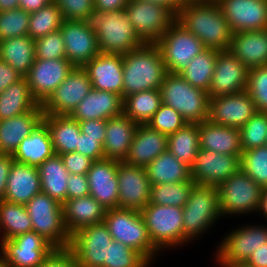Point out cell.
Returning a JSON list of instances; mask_svg holds the SVG:
<instances>
[{
    "label": "cell",
    "instance_id": "obj_23",
    "mask_svg": "<svg viewBox=\"0 0 267 267\" xmlns=\"http://www.w3.org/2000/svg\"><path fill=\"white\" fill-rule=\"evenodd\" d=\"M120 161L104 158L93 161L87 172L89 195L106 210L118 208V164Z\"/></svg>",
    "mask_w": 267,
    "mask_h": 267
},
{
    "label": "cell",
    "instance_id": "obj_31",
    "mask_svg": "<svg viewBox=\"0 0 267 267\" xmlns=\"http://www.w3.org/2000/svg\"><path fill=\"white\" fill-rule=\"evenodd\" d=\"M200 149L232 156H241L240 130L205 120L198 124Z\"/></svg>",
    "mask_w": 267,
    "mask_h": 267
},
{
    "label": "cell",
    "instance_id": "obj_29",
    "mask_svg": "<svg viewBox=\"0 0 267 267\" xmlns=\"http://www.w3.org/2000/svg\"><path fill=\"white\" fill-rule=\"evenodd\" d=\"M41 192V181L38 167L25 163L13 162L7 179L4 200L26 205L35 195Z\"/></svg>",
    "mask_w": 267,
    "mask_h": 267
},
{
    "label": "cell",
    "instance_id": "obj_28",
    "mask_svg": "<svg viewBox=\"0 0 267 267\" xmlns=\"http://www.w3.org/2000/svg\"><path fill=\"white\" fill-rule=\"evenodd\" d=\"M228 51L248 69L267 66V29L233 33Z\"/></svg>",
    "mask_w": 267,
    "mask_h": 267
},
{
    "label": "cell",
    "instance_id": "obj_36",
    "mask_svg": "<svg viewBox=\"0 0 267 267\" xmlns=\"http://www.w3.org/2000/svg\"><path fill=\"white\" fill-rule=\"evenodd\" d=\"M41 192L46 193L60 204L67 200L68 169L60 155L54 154L38 166Z\"/></svg>",
    "mask_w": 267,
    "mask_h": 267
},
{
    "label": "cell",
    "instance_id": "obj_4",
    "mask_svg": "<svg viewBox=\"0 0 267 267\" xmlns=\"http://www.w3.org/2000/svg\"><path fill=\"white\" fill-rule=\"evenodd\" d=\"M91 22L101 53L125 54L145 44L129 21L125 9L95 12Z\"/></svg>",
    "mask_w": 267,
    "mask_h": 267
},
{
    "label": "cell",
    "instance_id": "obj_56",
    "mask_svg": "<svg viewBox=\"0 0 267 267\" xmlns=\"http://www.w3.org/2000/svg\"><path fill=\"white\" fill-rule=\"evenodd\" d=\"M89 195L87 174H70L67 181V199Z\"/></svg>",
    "mask_w": 267,
    "mask_h": 267
},
{
    "label": "cell",
    "instance_id": "obj_13",
    "mask_svg": "<svg viewBox=\"0 0 267 267\" xmlns=\"http://www.w3.org/2000/svg\"><path fill=\"white\" fill-rule=\"evenodd\" d=\"M113 238L104 222L86 226L71 236L70 249L80 267H104Z\"/></svg>",
    "mask_w": 267,
    "mask_h": 267
},
{
    "label": "cell",
    "instance_id": "obj_57",
    "mask_svg": "<svg viewBox=\"0 0 267 267\" xmlns=\"http://www.w3.org/2000/svg\"><path fill=\"white\" fill-rule=\"evenodd\" d=\"M79 125L81 133L87 137L99 138V142L104 144L107 120H86L79 122Z\"/></svg>",
    "mask_w": 267,
    "mask_h": 267
},
{
    "label": "cell",
    "instance_id": "obj_49",
    "mask_svg": "<svg viewBox=\"0 0 267 267\" xmlns=\"http://www.w3.org/2000/svg\"><path fill=\"white\" fill-rule=\"evenodd\" d=\"M246 91L254 101L257 112L267 113V66L248 70Z\"/></svg>",
    "mask_w": 267,
    "mask_h": 267
},
{
    "label": "cell",
    "instance_id": "obj_7",
    "mask_svg": "<svg viewBox=\"0 0 267 267\" xmlns=\"http://www.w3.org/2000/svg\"><path fill=\"white\" fill-rule=\"evenodd\" d=\"M25 208L31 219L33 231L54 248L70 247L71 236L64 223L62 204L40 192L25 205Z\"/></svg>",
    "mask_w": 267,
    "mask_h": 267
},
{
    "label": "cell",
    "instance_id": "obj_40",
    "mask_svg": "<svg viewBox=\"0 0 267 267\" xmlns=\"http://www.w3.org/2000/svg\"><path fill=\"white\" fill-rule=\"evenodd\" d=\"M167 150L191 167L200 150L198 123H186L175 133L169 134Z\"/></svg>",
    "mask_w": 267,
    "mask_h": 267
},
{
    "label": "cell",
    "instance_id": "obj_59",
    "mask_svg": "<svg viewBox=\"0 0 267 267\" xmlns=\"http://www.w3.org/2000/svg\"><path fill=\"white\" fill-rule=\"evenodd\" d=\"M14 161L12 155L0 153V200L4 198L7 179Z\"/></svg>",
    "mask_w": 267,
    "mask_h": 267
},
{
    "label": "cell",
    "instance_id": "obj_45",
    "mask_svg": "<svg viewBox=\"0 0 267 267\" xmlns=\"http://www.w3.org/2000/svg\"><path fill=\"white\" fill-rule=\"evenodd\" d=\"M240 169L258 185L267 187V145L243 151Z\"/></svg>",
    "mask_w": 267,
    "mask_h": 267
},
{
    "label": "cell",
    "instance_id": "obj_15",
    "mask_svg": "<svg viewBox=\"0 0 267 267\" xmlns=\"http://www.w3.org/2000/svg\"><path fill=\"white\" fill-rule=\"evenodd\" d=\"M0 254L9 267H38L54 247L35 231L0 242Z\"/></svg>",
    "mask_w": 267,
    "mask_h": 267
},
{
    "label": "cell",
    "instance_id": "obj_60",
    "mask_svg": "<svg viewBox=\"0 0 267 267\" xmlns=\"http://www.w3.org/2000/svg\"><path fill=\"white\" fill-rule=\"evenodd\" d=\"M130 0H94L95 12H110L125 9Z\"/></svg>",
    "mask_w": 267,
    "mask_h": 267
},
{
    "label": "cell",
    "instance_id": "obj_17",
    "mask_svg": "<svg viewBox=\"0 0 267 267\" xmlns=\"http://www.w3.org/2000/svg\"><path fill=\"white\" fill-rule=\"evenodd\" d=\"M240 158L200 149L190 167L191 179L196 185L218 187L240 170Z\"/></svg>",
    "mask_w": 267,
    "mask_h": 267
},
{
    "label": "cell",
    "instance_id": "obj_52",
    "mask_svg": "<svg viewBox=\"0 0 267 267\" xmlns=\"http://www.w3.org/2000/svg\"><path fill=\"white\" fill-rule=\"evenodd\" d=\"M63 20L92 21L95 13L94 0H54Z\"/></svg>",
    "mask_w": 267,
    "mask_h": 267
},
{
    "label": "cell",
    "instance_id": "obj_43",
    "mask_svg": "<svg viewBox=\"0 0 267 267\" xmlns=\"http://www.w3.org/2000/svg\"><path fill=\"white\" fill-rule=\"evenodd\" d=\"M194 185L195 183L192 179L186 182L151 185L149 203L183 208Z\"/></svg>",
    "mask_w": 267,
    "mask_h": 267
},
{
    "label": "cell",
    "instance_id": "obj_3",
    "mask_svg": "<svg viewBox=\"0 0 267 267\" xmlns=\"http://www.w3.org/2000/svg\"><path fill=\"white\" fill-rule=\"evenodd\" d=\"M159 90L162 103L179 112L187 123L208 120L209 94L191 86L179 73L167 72Z\"/></svg>",
    "mask_w": 267,
    "mask_h": 267
},
{
    "label": "cell",
    "instance_id": "obj_11",
    "mask_svg": "<svg viewBox=\"0 0 267 267\" xmlns=\"http://www.w3.org/2000/svg\"><path fill=\"white\" fill-rule=\"evenodd\" d=\"M125 13L145 43H156L176 20L168 7L144 0H130Z\"/></svg>",
    "mask_w": 267,
    "mask_h": 267
},
{
    "label": "cell",
    "instance_id": "obj_37",
    "mask_svg": "<svg viewBox=\"0 0 267 267\" xmlns=\"http://www.w3.org/2000/svg\"><path fill=\"white\" fill-rule=\"evenodd\" d=\"M151 185L186 182L191 179L190 167L166 150L146 167Z\"/></svg>",
    "mask_w": 267,
    "mask_h": 267
},
{
    "label": "cell",
    "instance_id": "obj_10",
    "mask_svg": "<svg viewBox=\"0 0 267 267\" xmlns=\"http://www.w3.org/2000/svg\"><path fill=\"white\" fill-rule=\"evenodd\" d=\"M167 72L180 73L190 61L204 51L203 43L175 20L156 42Z\"/></svg>",
    "mask_w": 267,
    "mask_h": 267
},
{
    "label": "cell",
    "instance_id": "obj_1",
    "mask_svg": "<svg viewBox=\"0 0 267 267\" xmlns=\"http://www.w3.org/2000/svg\"><path fill=\"white\" fill-rule=\"evenodd\" d=\"M176 20L205 48L218 51L229 49L233 32L215 0L184 4Z\"/></svg>",
    "mask_w": 267,
    "mask_h": 267
},
{
    "label": "cell",
    "instance_id": "obj_35",
    "mask_svg": "<svg viewBox=\"0 0 267 267\" xmlns=\"http://www.w3.org/2000/svg\"><path fill=\"white\" fill-rule=\"evenodd\" d=\"M0 59L25 78L36 59L35 40L29 36H21L0 41Z\"/></svg>",
    "mask_w": 267,
    "mask_h": 267
},
{
    "label": "cell",
    "instance_id": "obj_25",
    "mask_svg": "<svg viewBox=\"0 0 267 267\" xmlns=\"http://www.w3.org/2000/svg\"><path fill=\"white\" fill-rule=\"evenodd\" d=\"M39 104L34 110L0 120V153L13 155L21 141L43 122Z\"/></svg>",
    "mask_w": 267,
    "mask_h": 267
},
{
    "label": "cell",
    "instance_id": "obj_30",
    "mask_svg": "<svg viewBox=\"0 0 267 267\" xmlns=\"http://www.w3.org/2000/svg\"><path fill=\"white\" fill-rule=\"evenodd\" d=\"M62 207L64 223L70 236L86 226L102 223L107 211L90 195L67 199Z\"/></svg>",
    "mask_w": 267,
    "mask_h": 267
},
{
    "label": "cell",
    "instance_id": "obj_27",
    "mask_svg": "<svg viewBox=\"0 0 267 267\" xmlns=\"http://www.w3.org/2000/svg\"><path fill=\"white\" fill-rule=\"evenodd\" d=\"M167 143L168 135L150 128L147 124H138L129 154L124 162L146 167L167 150Z\"/></svg>",
    "mask_w": 267,
    "mask_h": 267
},
{
    "label": "cell",
    "instance_id": "obj_21",
    "mask_svg": "<svg viewBox=\"0 0 267 267\" xmlns=\"http://www.w3.org/2000/svg\"><path fill=\"white\" fill-rule=\"evenodd\" d=\"M73 68L67 59H35L25 77L34 99L42 105Z\"/></svg>",
    "mask_w": 267,
    "mask_h": 267
},
{
    "label": "cell",
    "instance_id": "obj_67",
    "mask_svg": "<svg viewBox=\"0 0 267 267\" xmlns=\"http://www.w3.org/2000/svg\"><path fill=\"white\" fill-rule=\"evenodd\" d=\"M184 4L187 3H199V2H207V1H212V0H182Z\"/></svg>",
    "mask_w": 267,
    "mask_h": 267
},
{
    "label": "cell",
    "instance_id": "obj_58",
    "mask_svg": "<svg viewBox=\"0 0 267 267\" xmlns=\"http://www.w3.org/2000/svg\"><path fill=\"white\" fill-rule=\"evenodd\" d=\"M22 79L18 72L7 62L0 59V93Z\"/></svg>",
    "mask_w": 267,
    "mask_h": 267
},
{
    "label": "cell",
    "instance_id": "obj_61",
    "mask_svg": "<svg viewBox=\"0 0 267 267\" xmlns=\"http://www.w3.org/2000/svg\"><path fill=\"white\" fill-rule=\"evenodd\" d=\"M246 263L252 267H267V242L253 251Z\"/></svg>",
    "mask_w": 267,
    "mask_h": 267
},
{
    "label": "cell",
    "instance_id": "obj_6",
    "mask_svg": "<svg viewBox=\"0 0 267 267\" xmlns=\"http://www.w3.org/2000/svg\"><path fill=\"white\" fill-rule=\"evenodd\" d=\"M113 238L141 253L150 263L159 251L152 243L140 211L113 208L106 211L103 221Z\"/></svg>",
    "mask_w": 267,
    "mask_h": 267
},
{
    "label": "cell",
    "instance_id": "obj_9",
    "mask_svg": "<svg viewBox=\"0 0 267 267\" xmlns=\"http://www.w3.org/2000/svg\"><path fill=\"white\" fill-rule=\"evenodd\" d=\"M222 218L257 211L262 186L241 169L217 187Z\"/></svg>",
    "mask_w": 267,
    "mask_h": 267
},
{
    "label": "cell",
    "instance_id": "obj_62",
    "mask_svg": "<svg viewBox=\"0 0 267 267\" xmlns=\"http://www.w3.org/2000/svg\"><path fill=\"white\" fill-rule=\"evenodd\" d=\"M51 3L49 0H19V8L33 13Z\"/></svg>",
    "mask_w": 267,
    "mask_h": 267
},
{
    "label": "cell",
    "instance_id": "obj_47",
    "mask_svg": "<svg viewBox=\"0 0 267 267\" xmlns=\"http://www.w3.org/2000/svg\"><path fill=\"white\" fill-rule=\"evenodd\" d=\"M151 263L138 251L127 245L113 241L108 247L104 267H149Z\"/></svg>",
    "mask_w": 267,
    "mask_h": 267
},
{
    "label": "cell",
    "instance_id": "obj_19",
    "mask_svg": "<svg viewBox=\"0 0 267 267\" xmlns=\"http://www.w3.org/2000/svg\"><path fill=\"white\" fill-rule=\"evenodd\" d=\"M118 208L141 211L150 201L151 183L145 167L119 162Z\"/></svg>",
    "mask_w": 267,
    "mask_h": 267
},
{
    "label": "cell",
    "instance_id": "obj_38",
    "mask_svg": "<svg viewBox=\"0 0 267 267\" xmlns=\"http://www.w3.org/2000/svg\"><path fill=\"white\" fill-rule=\"evenodd\" d=\"M38 105L26 78H22L0 93V120L32 111Z\"/></svg>",
    "mask_w": 267,
    "mask_h": 267
},
{
    "label": "cell",
    "instance_id": "obj_34",
    "mask_svg": "<svg viewBox=\"0 0 267 267\" xmlns=\"http://www.w3.org/2000/svg\"><path fill=\"white\" fill-rule=\"evenodd\" d=\"M43 122L49 129L56 155L75 152L81 129L79 122L70 115L44 114Z\"/></svg>",
    "mask_w": 267,
    "mask_h": 267
},
{
    "label": "cell",
    "instance_id": "obj_48",
    "mask_svg": "<svg viewBox=\"0 0 267 267\" xmlns=\"http://www.w3.org/2000/svg\"><path fill=\"white\" fill-rule=\"evenodd\" d=\"M30 13L21 8L0 12V41L28 36Z\"/></svg>",
    "mask_w": 267,
    "mask_h": 267
},
{
    "label": "cell",
    "instance_id": "obj_20",
    "mask_svg": "<svg viewBox=\"0 0 267 267\" xmlns=\"http://www.w3.org/2000/svg\"><path fill=\"white\" fill-rule=\"evenodd\" d=\"M233 33L267 29V0H215Z\"/></svg>",
    "mask_w": 267,
    "mask_h": 267
},
{
    "label": "cell",
    "instance_id": "obj_14",
    "mask_svg": "<svg viewBox=\"0 0 267 267\" xmlns=\"http://www.w3.org/2000/svg\"><path fill=\"white\" fill-rule=\"evenodd\" d=\"M60 30L64 40L66 59L74 67H84L101 53L91 21L63 20Z\"/></svg>",
    "mask_w": 267,
    "mask_h": 267
},
{
    "label": "cell",
    "instance_id": "obj_68",
    "mask_svg": "<svg viewBox=\"0 0 267 267\" xmlns=\"http://www.w3.org/2000/svg\"><path fill=\"white\" fill-rule=\"evenodd\" d=\"M0 267H9L2 254L0 255Z\"/></svg>",
    "mask_w": 267,
    "mask_h": 267
},
{
    "label": "cell",
    "instance_id": "obj_22",
    "mask_svg": "<svg viewBox=\"0 0 267 267\" xmlns=\"http://www.w3.org/2000/svg\"><path fill=\"white\" fill-rule=\"evenodd\" d=\"M248 70L228 50L219 51L208 91L210 98L246 91Z\"/></svg>",
    "mask_w": 267,
    "mask_h": 267
},
{
    "label": "cell",
    "instance_id": "obj_24",
    "mask_svg": "<svg viewBox=\"0 0 267 267\" xmlns=\"http://www.w3.org/2000/svg\"><path fill=\"white\" fill-rule=\"evenodd\" d=\"M83 68L89 75L93 89L112 92L123 99L122 54L99 53Z\"/></svg>",
    "mask_w": 267,
    "mask_h": 267
},
{
    "label": "cell",
    "instance_id": "obj_39",
    "mask_svg": "<svg viewBox=\"0 0 267 267\" xmlns=\"http://www.w3.org/2000/svg\"><path fill=\"white\" fill-rule=\"evenodd\" d=\"M33 231L32 222L25 208L20 205L0 200V242Z\"/></svg>",
    "mask_w": 267,
    "mask_h": 267
},
{
    "label": "cell",
    "instance_id": "obj_18",
    "mask_svg": "<svg viewBox=\"0 0 267 267\" xmlns=\"http://www.w3.org/2000/svg\"><path fill=\"white\" fill-rule=\"evenodd\" d=\"M257 113L247 91L210 98L208 120L214 124L240 129Z\"/></svg>",
    "mask_w": 267,
    "mask_h": 267
},
{
    "label": "cell",
    "instance_id": "obj_54",
    "mask_svg": "<svg viewBox=\"0 0 267 267\" xmlns=\"http://www.w3.org/2000/svg\"><path fill=\"white\" fill-rule=\"evenodd\" d=\"M75 152L85 155L93 161L105 158L103 145L99 142V138L87 137L83 133L78 136V146Z\"/></svg>",
    "mask_w": 267,
    "mask_h": 267
},
{
    "label": "cell",
    "instance_id": "obj_41",
    "mask_svg": "<svg viewBox=\"0 0 267 267\" xmlns=\"http://www.w3.org/2000/svg\"><path fill=\"white\" fill-rule=\"evenodd\" d=\"M161 104L159 89L141 91L123 99V114L137 124H147Z\"/></svg>",
    "mask_w": 267,
    "mask_h": 267
},
{
    "label": "cell",
    "instance_id": "obj_55",
    "mask_svg": "<svg viewBox=\"0 0 267 267\" xmlns=\"http://www.w3.org/2000/svg\"><path fill=\"white\" fill-rule=\"evenodd\" d=\"M69 174H87L93 160L78 152H70L60 155Z\"/></svg>",
    "mask_w": 267,
    "mask_h": 267
},
{
    "label": "cell",
    "instance_id": "obj_46",
    "mask_svg": "<svg viewBox=\"0 0 267 267\" xmlns=\"http://www.w3.org/2000/svg\"><path fill=\"white\" fill-rule=\"evenodd\" d=\"M239 130L243 151L265 146L267 143V113L257 112Z\"/></svg>",
    "mask_w": 267,
    "mask_h": 267
},
{
    "label": "cell",
    "instance_id": "obj_66",
    "mask_svg": "<svg viewBox=\"0 0 267 267\" xmlns=\"http://www.w3.org/2000/svg\"><path fill=\"white\" fill-rule=\"evenodd\" d=\"M219 263V264H218ZM218 266L220 267H252L246 262H217Z\"/></svg>",
    "mask_w": 267,
    "mask_h": 267
},
{
    "label": "cell",
    "instance_id": "obj_44",
    "mask_svg": "<svg viewBox=\"0 0 267 267\" xmlns=\"http://www.w3.org/2000/svg\"><path fill=\"white\" fill-rule=\"evenodd\" d=\"M63 17L59 7L51 2L40 10L30 13L28 36L36 40L59 30Z\"/></svg>",
    "mask_w": 267,
    "mask_h": 267
},
{
    "label": "cell",
    "instance_id": "obj_64",
    "mask_svg": "<svg viewBox=\"0 0 267 267\" xmlns=\"http://www.w3.org/2000/svg\"><path fill=\"white\" fill-rule=\"evenodd\" d=\"M256 212L262 213L267 220V187H263L261 191L259 205Z\"/></svg>",
    "mask_w": 267,
    "mask_h": 267
},
{
    "label": "cell",
    "instance_id": "obj_26",
    "mask_svg": "<svg viewBox=\"0 0 267 267\" xmlns=\"http://www.w3.org/2000/svg\"><path fill=\"white\" fill-rule=\"evenodd\" d=\"M123 114V99L112 92L92 89L70 115L78 122L108 120Z\"/></svg>",
    "mask_w": 267,
    "mask_h": 267
},
{
    "label": "cell",
    "instance_id": "obj_50",
    "mask_svg": "<svg viewBox=\"0 0 267 267\" xmlns=\"http://www.w3.org/2000/svg\"><path fill=\"white\" fill-rule=\"evenodd\" d=\"M186 123L179 112L162 103L147 125L160 133L169 135L181 129Z\"/></svg>",
    "mask_w": 267,
    "mask_h": 267
},
{
    "label": "cell",
    "instance_id": "obj_16",
    "mask_svg": "<svg viewBox=\"0 0 267 267\" xmlns=\"http://www.w3.org/2000/svg\"><path fill=\"white\" fill-rule=\"evenodd\" d=\"M267 225H248L225 235L217 247L216 262H246L253 251L267 242Z\"/></svg>",
    "mask_w": 267,
    "mask_h": 267
},
{
    "label": "cell",
    "instance_id": "obj_63",
    "mask_svg": "<svg viewBox=\"0 0 267 267\" xmlns=\"http://www.w3.org/2000/svg\"><path fill=\"white\" fill-rule=\"evenodd\" d=\"M152 3H157L168 7L175 15L180 11L184 5L182 0H144Z\"/></svg>",
    "mask_w": 267,
    "mask_h": 267
},
{
    "label": "cell",
    "instance_id": "obj_33",
    "mask_svg": "<svg viewBox=\"0 0 267 267\" xmlns=\"http://www.w3.org/2000/svg\"><path fill=\"white\" fill-rule=\"evenodd\" d=\"M54 154L49 129L42 122L29 136L21 141L12 156L18 163L38 167Z\"/></svg>",
    "mask_w": 267,
    "mask_h": 267
},
{
    "label": "cell",
    "instance_id": "obj_65",
    "mask_svg": "<svg viewBox=\"0 0 267 267\" xmlns=\"http://www.w3.org/2000/svg\"><path fill=\"white\" fill-rule=\"evenodd\" d=\"M19 8V0H0V12Z\"/></svg>",
    "mask_w": 267,
    "mask_h": 267
},
{
    "label": "cell",
    "instance_id": "obj_42",
    "mask_svg": "<svg viewBox=\"0 0 267 267\" xmlns=\"http://www.w3.org/2000/svg\"><path fill=\"white\" fill-rule=\"evenodd\" d=\"M218 52V50L206 48L195 56L179 74L191 86L208 93Z\"/></svg>",
    "mask_w": 267,
    "mask_h": 267
},
{
    "label": "cell",
    "instance_id": "obj_51",
    "mask_svg": "<svg viewBox=\"0 0 267 267\" xmlns=\"http://www.w3.org/2000/svg\"><path fill=\"white\" fill-rule=\"evenodd\" d=\"M36 59H66L64 40L61 30H56L35 40Z\"/></svg>",
    "mask_w": 267,
    "mask_h": 267
},
{
    "label": "cell",
    "instance_id": "obj_8",
    "mask_svg": "<svg viewBox=\"0 0 267 267\" xmlns=\"http://www.w3.org/2000/svg\"><path fill=\"white\" fill-rule=\"evenodd\" d=\"M153 245L160 251L183 245V209L148 203L141 211Z\"/></svg>",
    "mask_w": 267,
    "mask_h": 267
},
{
    "label": "cell",
    "instance_id": "obj_5",
    "mask_svg": "<svg viewBox=\"0 0 267 267\" xmlns=\"http://www.w3.org/2000/svg\"><path fill=\"white\" fill-rule=\"evenodd\" d=\"M182 209L185 245L188 241L201 237L213 227V223L222 218L217 187L195 184Z\"/></svg>",
    "mask_w": 267,
    "mask_h": 267
},
{
    "label": "cell",
    "instance_id": "obj_12",
    "mask_svg": "<svg viewBox=\"0 0 267 267\" xmlns=\"http://www.w3.org/2000/svg\"><path fill=\"white\" fill-rule=\"evenodd\" d=\"M92 89L86 70L83 67H74L41 105L42 110L44 114L71 115Z\"/></svg>",
    "mask_w": 267,
    "mask_h": 267
},
{
    "label": "cell",
    "instance_id": "obj_32",
    "mask_svg": "<svg viewBox=\"0 0 267 267\" xmlns=\"http://www.w3.org/2000/svg\"><path fill=\"white\" fill-rule=\"evenodd\" d=\"M138 124L124 114L107 120L103 152L105 158L124 162Z\"/></svg>",
    "mask_w": 267,
    "mask_h": 267
},
{
    "label": "cell",
    "instance_id": "obj_2",
    "mask_svg": "<svg viewBox=\"0 0 267 267\" xmlns=\"http://www.w3.org/2000/svg\"><path fill=\"white\" fill-rule=\"evenodd\" d=\"M122 58L123 99L134 93L161 87L167 70L156 43H145L122 54Z\"/></svg>",
    "mask_w": 267,
    "mask_h": 267
},
{
    "label": "cell",
    "instance_id": "obj_53",
    "mask_svg": "<svg viewBox=\"0 0 267 267\" xmlns=\"http://www.w3.org/2000/svg\"><path fill=\"white\" fill-rule=\"evenodd\" d=\"M38 267H80L69 247L54 248Z\"/></svg>",
    "mask_w": 267,
    "mask_h": 267
}]
</instances>
